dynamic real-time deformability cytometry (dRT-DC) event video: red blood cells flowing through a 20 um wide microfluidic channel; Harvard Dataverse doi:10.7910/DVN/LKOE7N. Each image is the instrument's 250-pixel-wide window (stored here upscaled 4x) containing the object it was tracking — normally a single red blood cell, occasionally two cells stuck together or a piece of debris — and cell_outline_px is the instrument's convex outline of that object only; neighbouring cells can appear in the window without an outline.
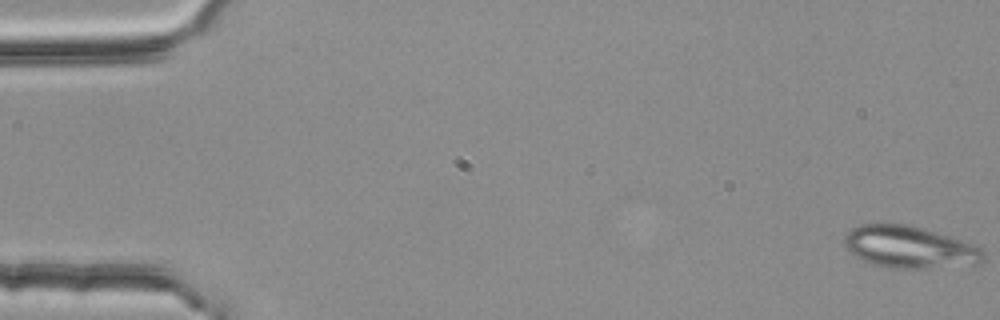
{"species": "common noctule bat (a hibernating species)", "species_latin": "Nyctalus noctula", "temperature_condition": "room temperature", "stored_images_in_passage": 55, "segment_of_instrument_passage": [1, 2], "camera_frame_rate_fps": 3000, "um_per_image_px": 0.085, "animal": {"sex": "female", "body_mass_g": 25.1}, "frame": {"image": 1, "passage_image": 1, "time_ms": 0.0, "image_size_px": [1000, 320], "cell_outline_px": [[984, 260], [980, 264], [928, 268], [896, 268], [872, 264], [856, 256], [844, 248], [844, 236], [852, 228], [860, 224], [904, 224], [920, 228], [976, 244], [984, 248]], "centroid_in_image_um": [77.34, 21.01], "position_along_channel_um": 7.7, "area_um2": 33.99}}
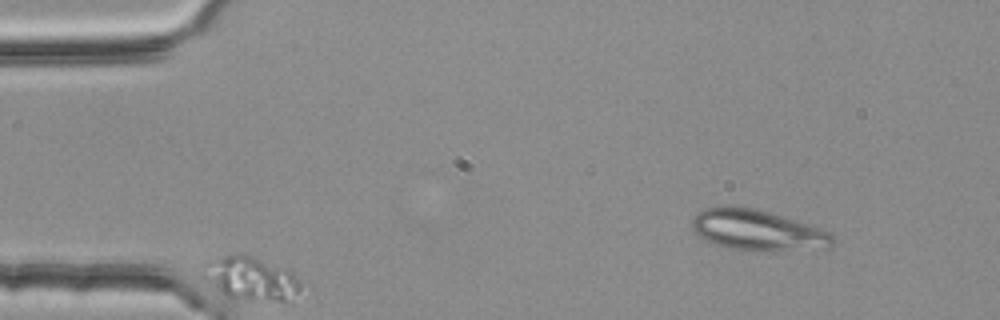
{"frame": {"image": 2, "passage_image": 7, "time_ms": 2.0, "image_size_px": [1000, 320], "cell_outline_px": [[300, 288], [292, 304], [252, 300], [224, 296], [200, 276], [200, 268], [208, 260], [232, 252], [240, 252], [288, 268], [300, 280]], "centroid_in_image_um": [21.32, 23.67], "position_along_channel_um": 63.7, "area_um2": 26.13}}